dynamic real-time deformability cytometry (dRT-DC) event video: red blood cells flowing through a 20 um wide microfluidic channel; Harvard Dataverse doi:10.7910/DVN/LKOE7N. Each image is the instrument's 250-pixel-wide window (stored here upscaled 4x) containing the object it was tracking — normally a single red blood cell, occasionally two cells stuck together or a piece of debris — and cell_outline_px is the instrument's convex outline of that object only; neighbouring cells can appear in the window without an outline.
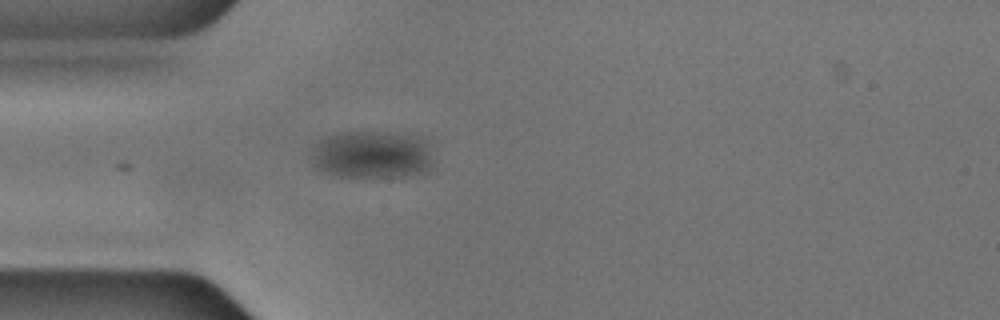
{"species": "common noctule bat (a hibernating species)", "species_latin": "Nyctalus noctula", "temperature_condition": "cold", "stored_images_in_passage": 20, "camera_frame_rate_fps": 3000, "um_per_image_px": 0.085, "animal": {"sex": "male", "body_mass_g": 17.9, "forearm_length_mm": 54.2}, "frame": {"image": 1, "passage_image": 1, "time_ms": 0.0, "image_size_px": [1000, 320], "cell_outline_px": [[432, 168], [428, 172], [412, 176], [376, 180], [332, 176], [320, 172], [312, 164], [312, 152], [320, 140], [328, 136], [352, 132], [384, 132], [416, 136], [428, 140], [432, 144]], "centroid_in_image_um": [31.69, 13.23], "position_along_channel_um": 53.3, "area_um2": 35.49}}
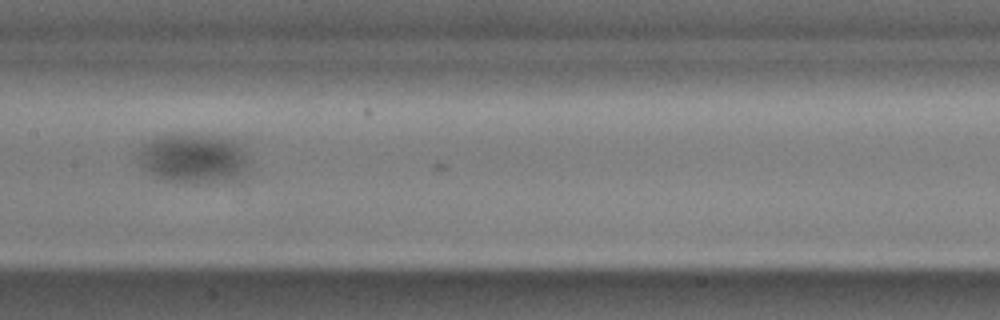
{"frame": {"image": 2, "passage_image": 13, "time_ms": 4.0, "image_size_px": [1000, 320], "cell_outline_px": [[248, 172], [212, 180], [168, 180], [156, 176], [140, 160], [140, 152], [148, 144], [156, 140], [168, 136], [188, 136], [220, 140], [232, 144], [240, 148]], "centroid_in_image_um": [16.38, 13.49], "position_along_channel_um": 191.0, "area_um2": 27.57}}
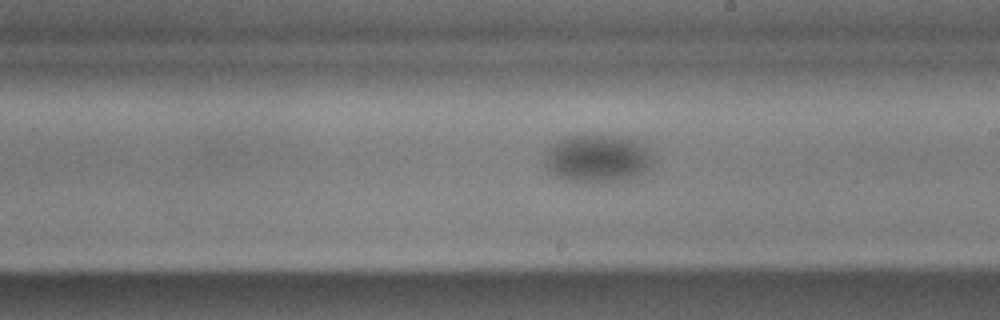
{"frame": {"image": 3, "passage_image": 17, "time_ms": 5.333, "image_size_px": [1000, 320], "cell_outline_px": [[652, 160], [644, 168], [628, 176], [616, 180], [572, 180], [548, 172], [548, 148], [560, 140], [572, 136], [600, 136], [632, 140], [644, 148], [648, 152]], "centroid_in_image_um": [50.69, 13.44], "position_along_channel_um": 238.3, "area_um2": 27.34}}